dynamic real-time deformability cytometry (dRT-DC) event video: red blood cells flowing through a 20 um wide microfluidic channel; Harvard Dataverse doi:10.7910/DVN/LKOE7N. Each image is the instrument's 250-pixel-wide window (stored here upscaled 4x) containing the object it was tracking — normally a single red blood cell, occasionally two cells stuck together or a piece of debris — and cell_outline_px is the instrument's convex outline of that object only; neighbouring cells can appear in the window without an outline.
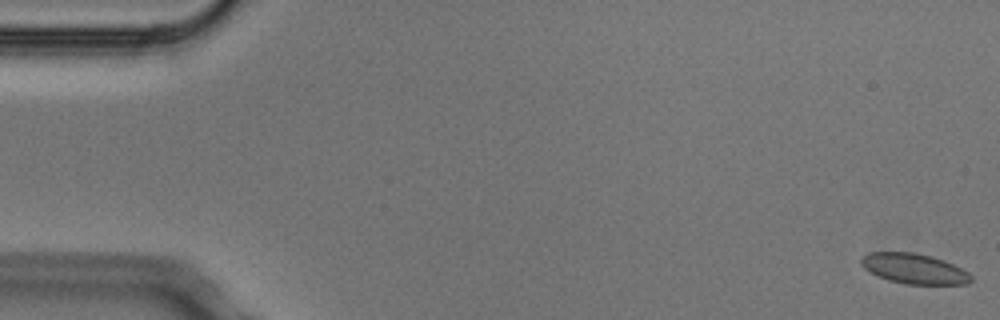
{"species": "Egyptian fruit bat (a non-hibernating species)", "species_latin": "Rousettus aegyptiacus", "temperature_condition": "cold", "stored_images_in_passage": 4, "camera_frame_rate_fps": 3000, "um_per_image_px": 0.085, "animal": {"sex": "male"}, "frame": {"image": 1, "passage_image": 1, "time_ms": 0.0, "image_size_px": [1000, 320], "cell_outline_px": [[972, 280], [968, 284], [908, 284], [888, 280], [864, 268], [860, 264], [860, 260], [868, 252], [912, 252], [932, 256], [944, 260], [968, 272], [972, 276]], "centroid_in_image_um": [77.71, 22.83], "position_along_channel_um": 7.3, "area_um2": 19.19}}